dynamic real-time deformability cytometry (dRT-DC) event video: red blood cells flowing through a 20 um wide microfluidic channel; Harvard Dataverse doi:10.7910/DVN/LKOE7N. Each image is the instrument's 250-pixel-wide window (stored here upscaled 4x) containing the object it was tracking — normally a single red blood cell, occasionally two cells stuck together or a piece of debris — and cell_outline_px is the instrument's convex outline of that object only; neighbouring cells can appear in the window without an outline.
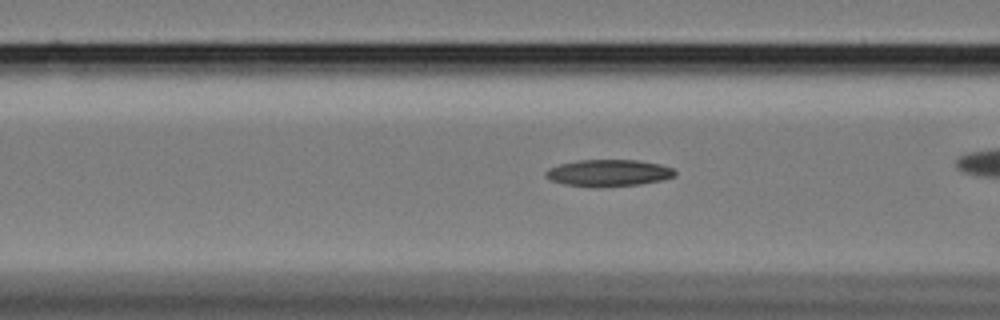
{"species": "Egyptian fruit bat (a non-hibernating species)", "species_latin": "Rousettus aegyptiacus", "temperature_condition": "cold", "stored_images_in_passage": 35, "camera_frame_rate_fps": 3000, "um_per_image_px": 0.085, "animal": {"sex": "female"}, "frame": {"image": 1, "passage_image": 10, "time_ms": 3.0, "image_size_px": [1000, 320], "cell_outline_px": [[676, 176], [660, 180], [640, 184], [564, 184], [548, 180], [544, 176], [544, 172], [548, 168], [560, 164], [580, 160], [636, 160], [660, 164], [672, 168], [676, 172]], "centroid_in_image_um": [51.71, 14.65], "position_along_channel_um": 114.9, "area_um2": 19.25}}
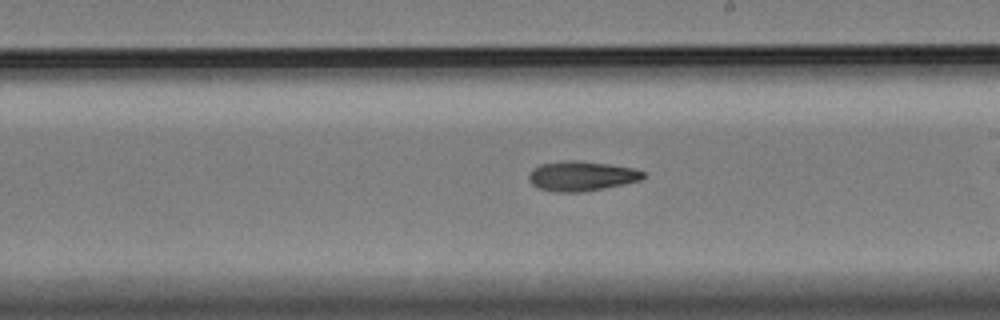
{"frame": {"image": 2, "passage_image": 21, "time_ms": 6.667, "image_size_px": [1000, 320], "cell_outline_px": [[648, 176], [640, 180], [624, 184], [580, 192], [556, 192], [540, 188], [532, 184], [528, 180], [528, 176], [532, 168], [540, 164], [564, 160], [576, 160], [608, 164], [632, 168], [644, 172]], "centroid_in_image_um": [49.41, 14.95], "position_along_channel_um": 239.6, "area_um2": 19.83}}
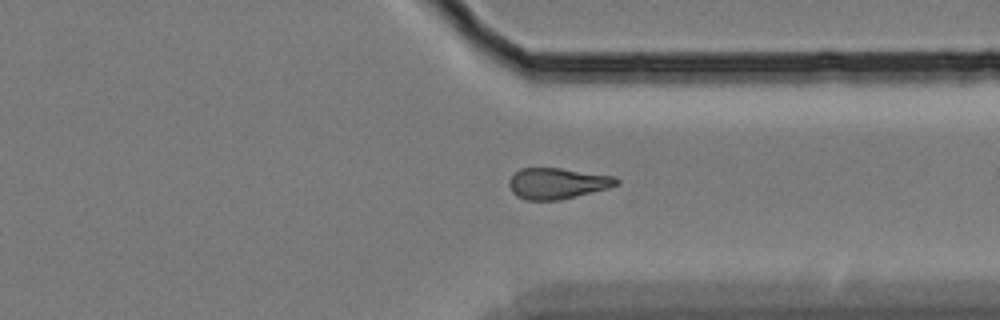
{"frame": {"image": 3, "passage_image": 32, "time_ms": 10.333, "image_size_px": [1000, 320], "cell_outline_px": [[620, 184], [608, 188], [560, 200], [524, 200], [516, 196], [512, 192], [508, 184], [508, 180], [520, 168], [560, 168], [616, 176], [620, 180]], "centroid_in_image_um": [47.38, 15.59], "position_along_channel_um": 364.0, "area_um2": 19.54}}